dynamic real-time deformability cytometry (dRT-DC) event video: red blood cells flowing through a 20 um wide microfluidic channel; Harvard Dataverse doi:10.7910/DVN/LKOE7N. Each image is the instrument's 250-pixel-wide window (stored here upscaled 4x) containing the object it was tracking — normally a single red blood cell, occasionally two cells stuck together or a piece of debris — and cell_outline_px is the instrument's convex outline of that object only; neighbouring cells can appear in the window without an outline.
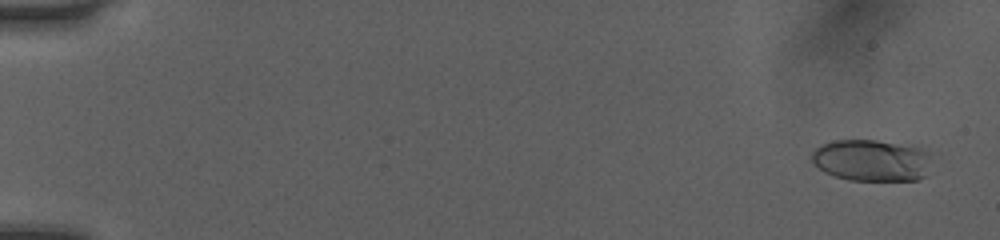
{"species": "human", "species_latin": "Homo sapiens", "temperature_condition": "room temperature", "stored_images_in_passage": 52, "camera_frame_rate_fps": 3000, "um_per_image_px": 0.085, "donor": {"sex": "female"}, "frame": {"image": 1, "passage_image": 3, "time_ms": 0.667, "image_size_px": [1000, 240], "cell_outline_px": [[928, 152], [924, 176], [916, 180], [848, 180], [824, 172], [812, 164], [812, 152], [820, 144], [836, 140], [876, 140], [920, 148]], "centroid_in_image_um": [73.97, 13.63], "position_along_channel_um": 11.0, "area_um2": 28.67}}
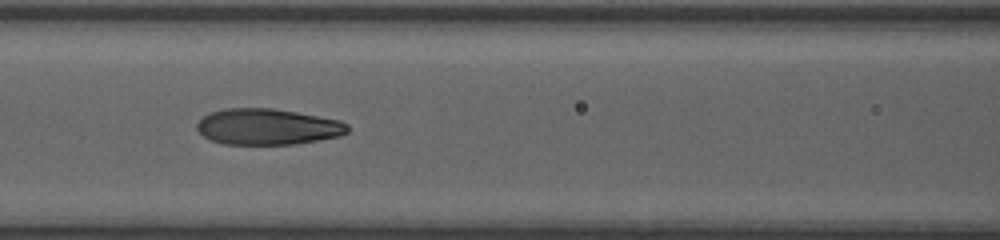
{"frame": {"image": 2, "passage_image": 25, "time_ms": 8.0, "image_size_px": [1000, 240], "cell_outline_px": [[348, 132], [340, 136], [296, 144], [224, 144], [212, 140], [204, 136], [196, 128], [196, 124], [204, 116], [212, 112], [224, 108], [272, 108], [296, 112], [340, 120], [348, 124]], "centroid_in_image_um": [22.76, 10.77], "position_along_channel_um": 143.8, "area_um2": 31.56}}
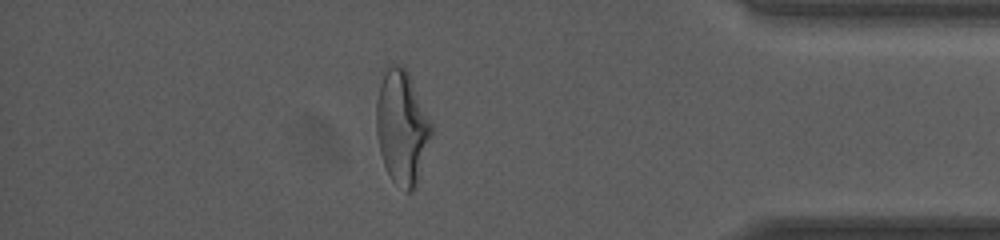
{"frame": {"image": 3, "passage_image": 46, "time_ms": 15.0, "image_size_px": [1000, 240], "cell_outline_px": [[432, 136], [416, 184], [412, 192], [404, 192], [392, 180], [384, 164], [380, 152], [376, 132], [376, 100], [380, 84], [388, 64], [400, 64], [408, 72], [432, 124]], "centroid_in_image_um": [34.16, 10.83], "position_along_channel_um": 401.0, "area_um2": 36.36}, "authors_computed_cell_mechanics": {"area_um2": 31.79, "velocity_mm_per_s": 4.104, "shape_relaxation_time_tau1_ms": 5.2302, "shape_relaxation_time_tau2_ms": 1.1276, "deformation_change_tau1": 0.2258, "deformation_change_tau2": 0.0797}}